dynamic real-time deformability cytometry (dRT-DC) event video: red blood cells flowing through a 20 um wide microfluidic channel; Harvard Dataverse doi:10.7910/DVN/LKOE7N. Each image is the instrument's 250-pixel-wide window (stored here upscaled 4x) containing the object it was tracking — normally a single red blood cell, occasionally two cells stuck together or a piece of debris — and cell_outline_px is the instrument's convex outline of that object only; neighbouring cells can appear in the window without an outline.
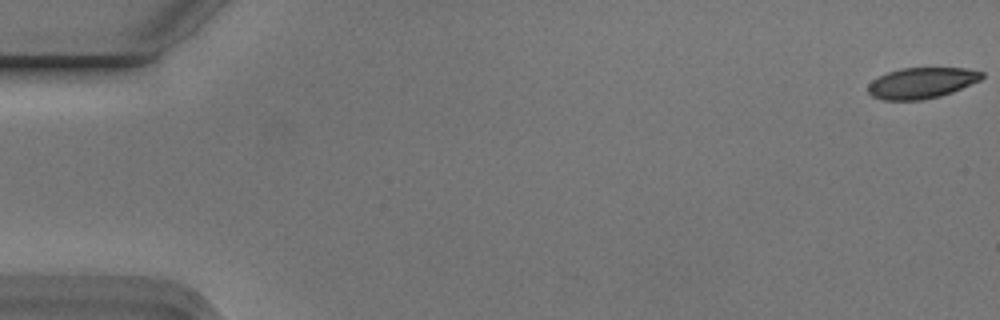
{"species": "Egyptian fruit bat (a non-hibernating species)", "species_latin": "Rousettus aegyptiacus", "temperature_condition": "cold", "stored_images_in_passage": 5, "camera_frame_rate_fps": 3000, "um_per_image_px": 0.085, "animal": {"sex": "male"}, "frame": {"image": 1, "passage_image": 1, "time_ms": 0.0, "image_size_px": [1000, 320], "cell_outline_px": [[984, 76], [980, 80], [952, 92], [940, 96], [920, 100], [884, 100], [872, 96], [868, 92], [868, 84], [872, 80], [888, 72], [900, 68], [964, 68], [984, 72]], "centroid_in_image_um": [78.33, 7.05], "position_along_channel_um": 6.7, "area_um2": 20.4}}
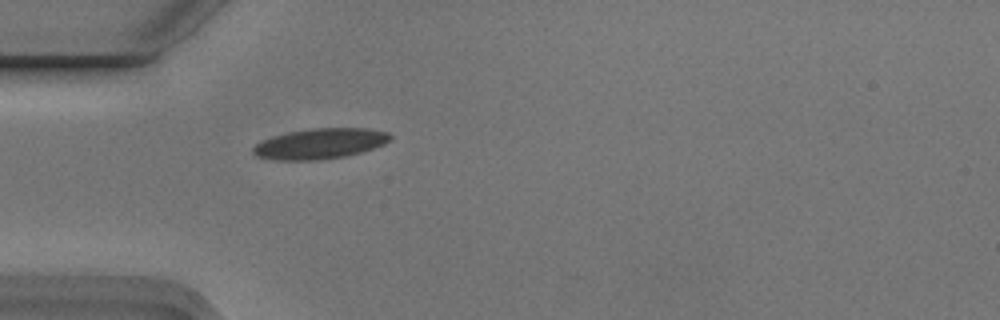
{"frame": {"image": 2, "passage_image": 5, "time_ms": 1.333, "image_size_px": [1000, 320], "cell_outline_px": [[392, 140], [384, 144], [360, 152], [344, 156], [316, 160], [280, 160], [256, 156], [252, 152], [252, 148], [256, 144], [272, 136], [288, 132], [312, 128], [368, 128], [388, 132], [392, 136]], "centroid_in_image_um": [27.22, 12.2], "position_along_channel_um": 57.8, "area_um2": 24.22}}